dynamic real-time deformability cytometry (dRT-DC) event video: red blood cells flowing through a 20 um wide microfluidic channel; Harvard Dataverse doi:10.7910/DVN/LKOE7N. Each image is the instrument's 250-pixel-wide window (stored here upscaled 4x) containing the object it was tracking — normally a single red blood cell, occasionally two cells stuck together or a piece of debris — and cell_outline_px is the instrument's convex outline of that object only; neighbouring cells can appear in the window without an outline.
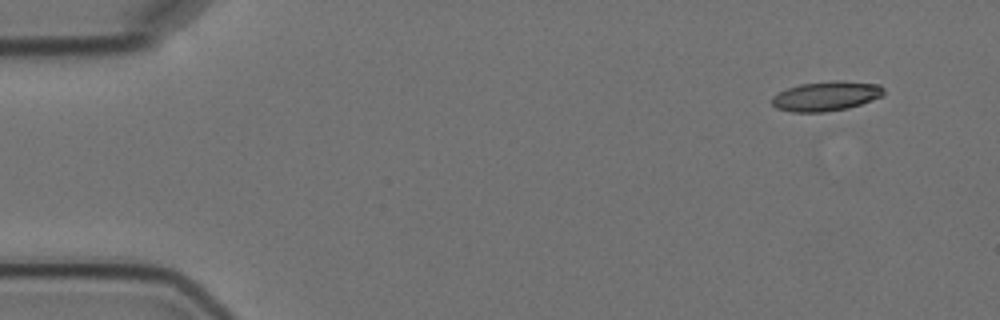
{"species": "Egyptian fruit bat (a non-hibernating species)", "species_latin": "Rousettus aegyptiacus", "temperature_condition": "cold", "stored_images_in_passage": 5, "camera_frame_rate_fps": 3000, "um_per_image_px": 0.085, "animal": {"sex": "female"}, "frame": {"image": 1, "passage_image": 1, "time_ms": 0.0, "image_size_px": [1000, 320], "cell_outline_px": [[884, 96], [848, 108], [824, 112], [792, 112], [776, 108], [772, 104], [772, 96], [788, 88], [800, 84], [832, 80], [840, 80], [880, 84], [884, 88]], "centroid_in_image_um": [70.25, 8.16], "position_along_channel_um": 14.8, "area_um2": 19.42}}
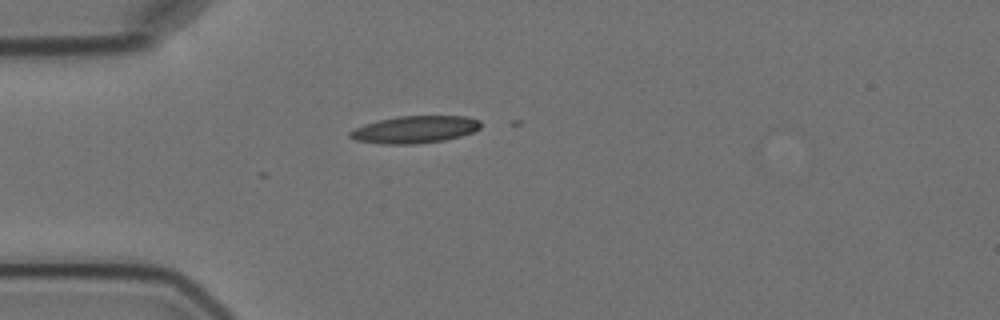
{"frame": {"image": 2, "passage_image": 4, "time_ms": 3.667, "image_size_px": [1000, 320], "cell_outline_px": [[480, 128], [472, 132], [460, 136], [444, 140], [416, 144], [380, 144], [356, 140], [348, 136], [348, 132], [364, 124], [396, 116], [464, 116], [480, 120]], "centroid_in_image_um": [35.24, 11.01], "position_along_channel_um": 49.8, "area_um2": 20.69}}